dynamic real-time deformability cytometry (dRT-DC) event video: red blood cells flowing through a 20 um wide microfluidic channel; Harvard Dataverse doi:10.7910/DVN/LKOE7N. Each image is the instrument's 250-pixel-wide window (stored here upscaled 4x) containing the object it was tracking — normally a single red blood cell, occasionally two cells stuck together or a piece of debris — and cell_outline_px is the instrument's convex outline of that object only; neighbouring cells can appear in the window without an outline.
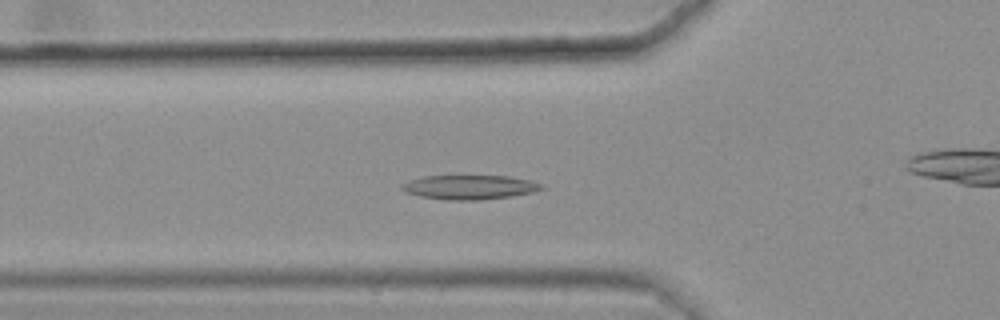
{"species": "common noctule bat (a hibernating species)", "species_latin": "Nyctalus noctula", "temperature_condition": "warm", "stored_images_in_passage": 39, "camera_frame_rate_fps": 3000, "um_per_image_px": 0.085, "animal": {"sex": "female", "body_mass_g": 25.1}, "frame": {"image": 1, "passage_image": 19, "time_ms": 6.0, "image_size_px": [1000, 320], "cell_outline_px": [[544, 188], [532, 192], [512, 196], [480, 200], [448, 200], [420, 196], [404, 192], [400, 188], [400, 184], [408, 180], [424, 176], [508, 176], [528, 180], [544, 184]], "centroid_in_image_um": [39.87, 15.91], "position_along_channel_um": 85.9, "area_um2": 19.83}}
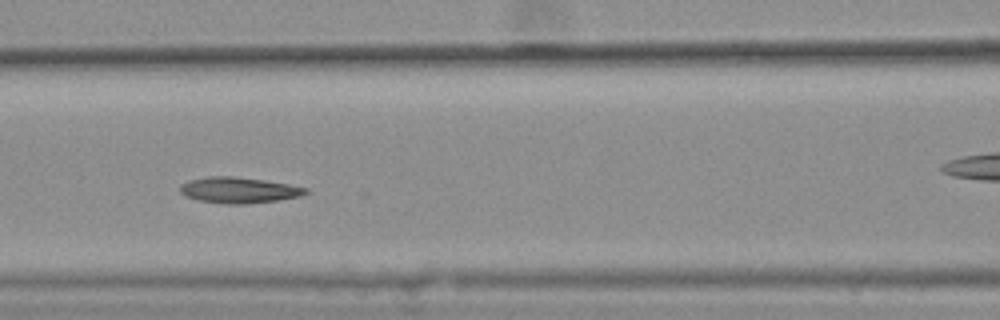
{"frame": {"image": 2, "passage_image": 24, "time_ms": 7.667, "image_size_px": [1000, 320], "cell_outline_px": [[308, 192], [300, 196], [276, 200], [244, 204], [224, 204], [196, 200], [184, 196], [180, 192], [180, 188], [188, 180], [208, 176], [232, 176], [264, 180], [288, 184], [308, 188]], "centroid_in_image_um": [20.27, 16.16], "position_along_channel_um": 146.3, "area_um2": 18.9}}